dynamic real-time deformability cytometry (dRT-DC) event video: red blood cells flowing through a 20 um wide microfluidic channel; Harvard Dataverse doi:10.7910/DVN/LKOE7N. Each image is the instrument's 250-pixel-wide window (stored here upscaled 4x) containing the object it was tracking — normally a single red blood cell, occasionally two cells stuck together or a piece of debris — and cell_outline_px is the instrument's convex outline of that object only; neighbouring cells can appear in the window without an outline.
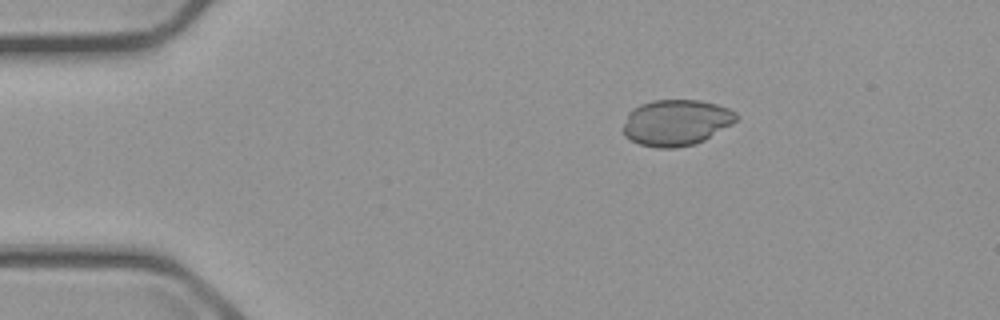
{"species": "common noctule bat (a hibernating species)", "species_latin": "Nyctalus noctula", "temperature_condition": "cold", "stored_images_in_passage": 3, "camera_frame_rate_fps": 3000, "um_per_image_px": 0.085, "animal": {"sex": "male", "body_mass_g": 23.1, "forearm_length_mm": 52.7}, "frame": {"image": 1, "passage_image": 1, "time_ms": 0.0, "image_size_px": [1000, 320], "cell_outline_px": [[740, 116], [732, 124], [704, 140], [696, 144], [676, 148], [656, 148], [640, 144], [624, 136], [624, 124], [628, 112], [632, 108], [640, 104], [652, 100], [700, 100], [716, 104], [728, 108], [736, 112]], "centroid_in_image_um": [57.48, 10.42], "position_along_channel_um": 27.5, "area_um2": 30.52}}